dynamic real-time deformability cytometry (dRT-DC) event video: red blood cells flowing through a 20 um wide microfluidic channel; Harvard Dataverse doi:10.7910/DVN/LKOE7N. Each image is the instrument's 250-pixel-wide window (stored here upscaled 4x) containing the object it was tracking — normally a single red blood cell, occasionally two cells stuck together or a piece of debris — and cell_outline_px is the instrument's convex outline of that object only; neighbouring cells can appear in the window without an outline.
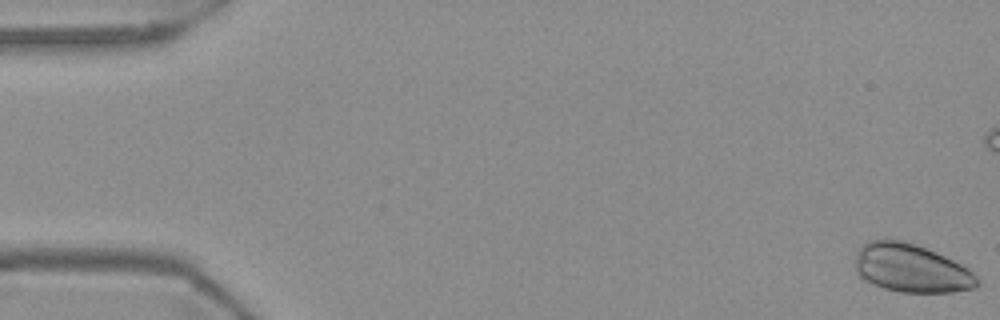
{"species": "Egyptian fruit bat (a non-hibernating species)", "species_latin": "Rousettus aegyptiacus", "temperature_condition": "warm", "stored_images_in_passage": 14, "camera_frame_rate_fps": 3000, "um_per_image_px": 0.085, "frame": {"image": 1, "passage_image": 1, "time_ms": 0.0, "image_size_px": [1000, 320], "cell_outline_px": [[980, 284], [972, 288], [952, 292], [900, 292], [884, 288], [864, 280], [856, 272], [856, 252], [868, 240], [884, 236], [888, 236], [916, 244], [944, 256], [968, 268], [980, 280]], "centroid_in_image_um": [77.41, 22.76], "position_along_channel_um": 7.6, "area_um2": 34.68}}